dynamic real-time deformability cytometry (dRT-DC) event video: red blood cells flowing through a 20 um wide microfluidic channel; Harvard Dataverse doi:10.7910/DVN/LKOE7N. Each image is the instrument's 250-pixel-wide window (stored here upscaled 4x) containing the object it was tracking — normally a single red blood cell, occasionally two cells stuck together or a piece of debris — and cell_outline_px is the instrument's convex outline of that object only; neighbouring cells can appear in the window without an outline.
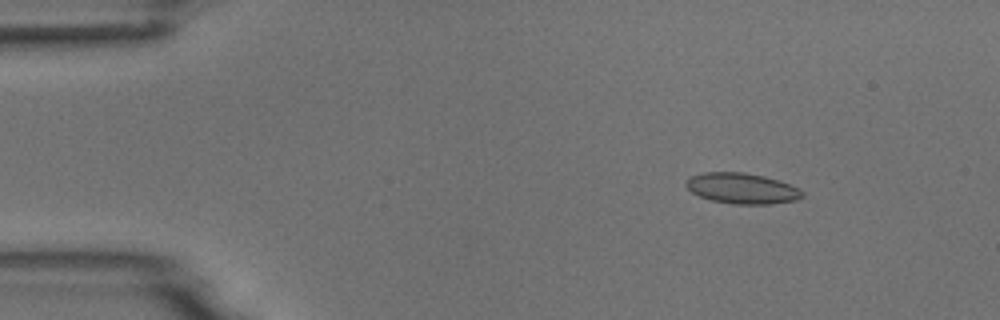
{"species": "common noctule bat (a hibernating species)", "species_latin": "Nyctalus noctula", "temperature_condition": "room temperature", "stored_images_in_passage": 5, "camera_frame_rate_fps": 3000, "um_per_image_px": 0.085, "animal": {"sex": "male", "body_mass_g": 18.8}, "frame": {"image": 1, "passage_image": 2, "time_ms": 1.333, "image_size_px": [1000, 320], "cell_outline_px": [[804, 196], [796, 200], [772, 204], [732, 204], [712, 200], [700, 196], [692, 192], [684, 184], [692, 176], [704, 172], [744, 172], [764, 176], [800, 188], [804, 192]], "centroid_in_image_um": [63.1, 16.02], "position_along_channel_um": 21.9, "area_um2": 20.69}}
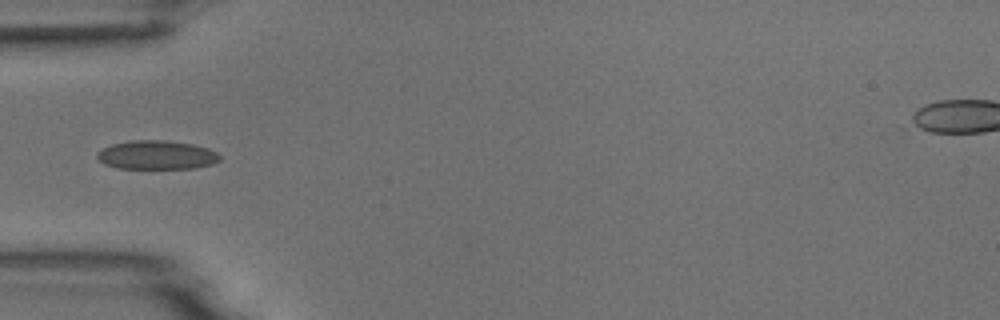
{"frame": {"image": 2, "passage_image": 5, "time_ms": 4.667, "image_size_px": [1000, 320], "cell_outline_px": [[220, 160], [212, 164], [196, 168], [116, 168], [104, 164], [96, 156], [96, 152], [112, 144], [128, 140], [164, 140], [192, 144], [208, 148], [216, 152], [220, 156]], "centroid_in_image_um": [13.3, 13.17], "position_along_channel_um": 71.7, "area_um2": 20.63}}